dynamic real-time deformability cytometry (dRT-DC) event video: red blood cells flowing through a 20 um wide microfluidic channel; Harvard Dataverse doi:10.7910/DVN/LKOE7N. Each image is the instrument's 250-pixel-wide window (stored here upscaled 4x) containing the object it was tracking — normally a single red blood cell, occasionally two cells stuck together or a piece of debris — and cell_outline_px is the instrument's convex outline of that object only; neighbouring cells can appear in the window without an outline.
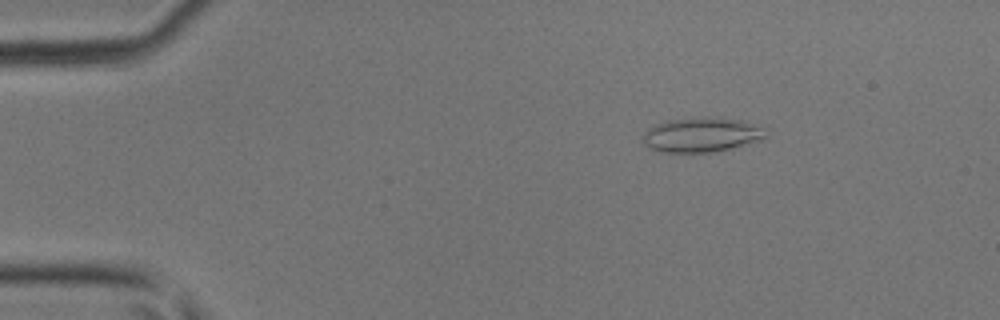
{"species": "common noctule bat (a hibernating species)", "species_latin": "Nyctalus noctula", "temperature_condition": "room temperature", "stored_images_in_passage": 44, "camera_frame_rate_fps": 3000, "um_per_image_px": 0.085, "animal": {"sex": "male", "body_mass_g": 17.9, "forearm_length_mm": 54.2}, "frame": {"image": 1, "passage_image": 7, "time_ms": 2.0, "image_size_px": [1000, 320], "cell_outline_px": [[768, 136], [764, 140], [740, 148], [716, 152], [660, 152], [648, 148], [640, 140], [640, 136], [648, 128], [656, 124], [668, 120], [704, 116], [740, 120], [764, 128]], "centroid_in_image_um": [59.65, 11.48], "position_along_channel_um": 25.3, "area_um2": 25.61}}
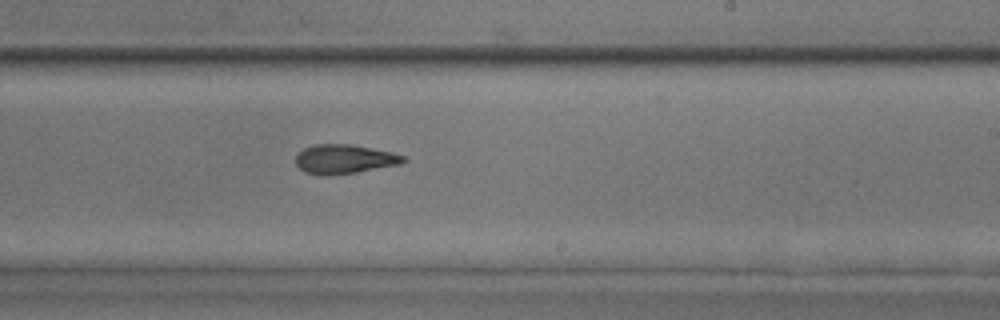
{"frame": {"image": 2, "passage_image": 27, "time_ms": 8.667, "image_size_px": [1000, 320], "cell_outline_px": [[408, 160], [400, 164], [356, 172], [328, 176], [320, 176], [304, 172], [296, 164], [296, 156], [304, 148], [316, 144], [352, 144], [392, 152], [404, 156]], "centroid_in_image_um": [29.26, 13.53], "position_along_channel_um": 259.7, "area_um2": 18.38}}
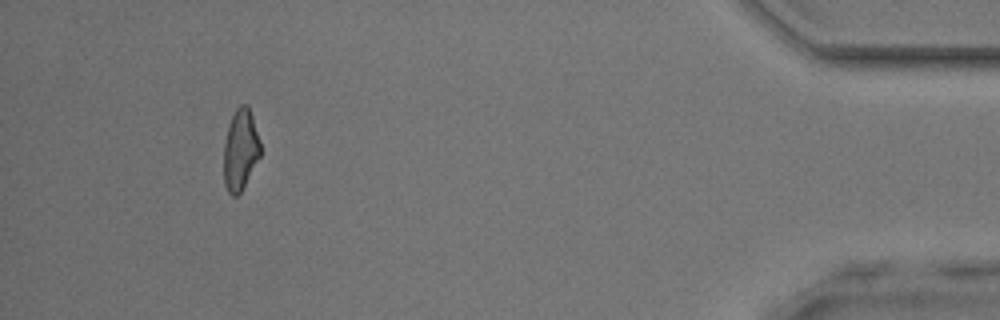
{"frame": {"image": 3, "passage_image": 41, "time_ms": 13.333, "image_size_px": [1000, 320], "cell_outline_px": [[260, 156], [240, 192], [236, 196], [232, 196], [228, 192], [224, 184], [224, 144], [228, 124], [236, 108], [240, 104], [248, 104], [260, 140]], "centroid_in_image_um": [20.43, 12.71], "position_along_channel_um": 414.8, "area_um2": 17.22}}